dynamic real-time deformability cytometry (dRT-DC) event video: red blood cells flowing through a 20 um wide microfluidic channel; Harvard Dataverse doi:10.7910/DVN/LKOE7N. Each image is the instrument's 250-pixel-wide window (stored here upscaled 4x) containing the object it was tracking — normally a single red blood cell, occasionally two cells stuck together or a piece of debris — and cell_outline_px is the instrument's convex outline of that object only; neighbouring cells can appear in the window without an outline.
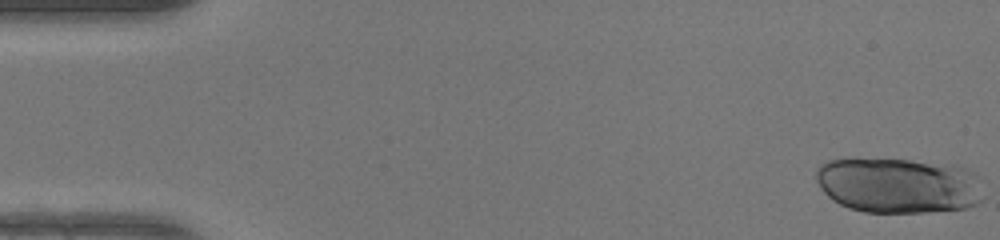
{"species": "human", "species_latin": "Homo sapiens", "temperature_condition": "warm", "stored_images_in_passage": 18, "camera_frame_rate_fps": 3000, "um_per_image_px": 0.085, "donor": {"sex": "female"}, "frame": {"image": 1, "passage_image": 1, "time_ms": 0.0, "image_size_px": [1000, 240], "cell_outline_px": [[980, 200], [976, 204], [964, 208], [924, 212], [864, 212], [848, 208], [832, 200], [820, 188], [816, 180], [816, 168], [820, 164], [828, 160], [908, 160], [956, 164], [968, 168], [976, 172]], "centroid_in_image_um": [76.34, 15.75], "position_along_channel_um": 8.7, "area_um2": 53.87}}
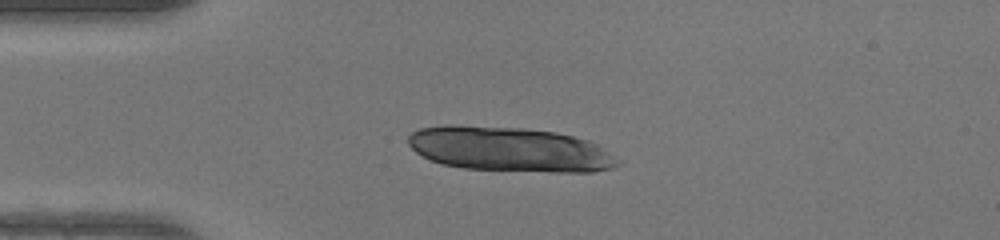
{"frame": {"image": 2, "passage_image": 12, "time_ms": 3.667, "image_size_px": [1000, 240], "cell_outline_px": [[624, 160], [620, 164], [612, 168], [592, 172], [556, 172], [464, 168], [440, 164], [416, 152], [408, 144], [408, 136], [412, 132], [420, 128], [444, 124], [456, 124], [524, 128], [556, 132], [588, 140], [596, 144]], "centroid_in_image_um": [43.34, 12.68], "position_along_channel_um": 41.7, "area_um2": 54.97}}